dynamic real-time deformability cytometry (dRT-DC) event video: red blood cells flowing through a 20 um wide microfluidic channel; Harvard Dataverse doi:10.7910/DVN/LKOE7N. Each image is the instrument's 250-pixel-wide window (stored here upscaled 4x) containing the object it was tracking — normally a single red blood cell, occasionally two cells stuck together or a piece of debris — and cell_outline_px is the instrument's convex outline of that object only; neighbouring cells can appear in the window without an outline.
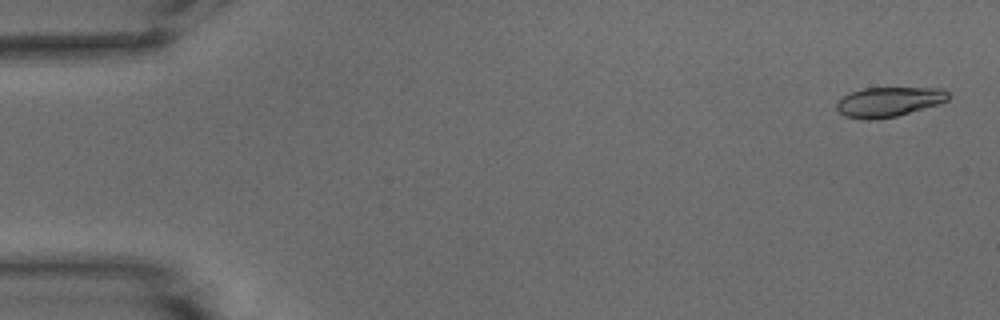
{"species": "common noctule bat (a hibernating species)", "species_latin": "Nyctalus noctula", "temperature_condition": "warm", "stored_images_in_passage": 10, "camera_frame_rate_fps": 3000, "um_per_image_px": 0.085, "animal": {"sex": "male", "body_mass_g": 15.6}, "frame": {"image": 1, "passage_image": 2, "time_ms": 0.333, "image_size_px": [1000, 320], "cell_outline_px": [[948, 100], [940, 104], [896, 116], [876, 120], [868, 120], [844, 116], [836, 108], [836, 100], [848, 92], [864, 88], [944, 88], [948, 92]], "centroid_in_image_um": [75.51, 8.65], "position_along_channel_um": 9.5, "area_um2": 19.59}}